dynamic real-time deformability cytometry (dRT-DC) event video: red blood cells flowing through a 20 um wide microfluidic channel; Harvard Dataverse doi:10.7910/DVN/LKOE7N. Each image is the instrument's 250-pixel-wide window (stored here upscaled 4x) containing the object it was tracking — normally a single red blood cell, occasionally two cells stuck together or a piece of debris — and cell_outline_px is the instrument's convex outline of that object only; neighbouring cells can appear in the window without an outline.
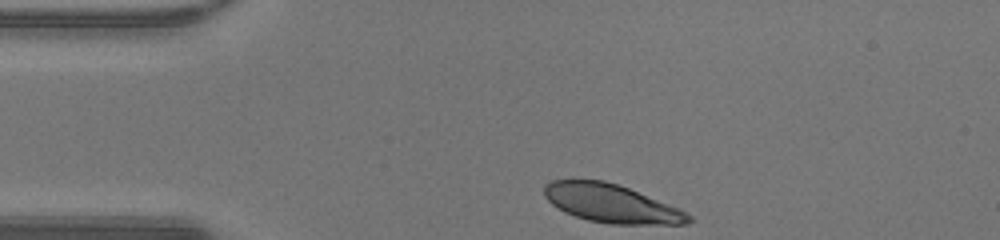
{"species": "human", "species_latin": "Homo sapiens", "temperature_condition": "warm", "stored_images_in_passage": 30, "camera_frame_rate_fps": 3000, "um_per_image_px": 0.085, "donor": {"sex": "male"}, "frame": {"image": 1, "passage_image": 1, "time_ms": 0.0, "image_size_px": [1000, 240], "cell_outline_px": [[692, 220], [688, 224], [608, 224], [588, 220], [564, 212], [552, 204], [544, 196], [544, 184], [552, 180], [604, 180], [628, 188], [676, 208], [692, 216]], "centroid_in_image_um": [51.91, 17.3], "position_along_channel_um": 33.1, "area_um2": 31.79}}
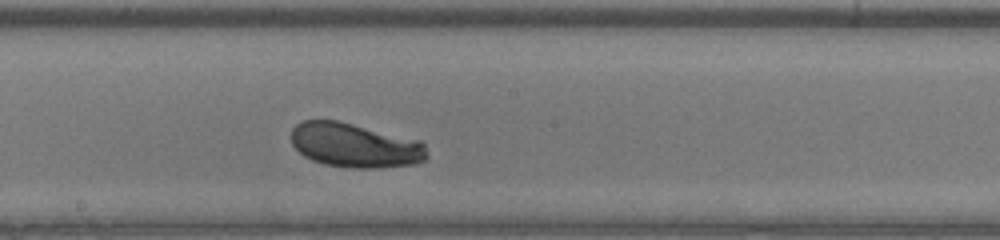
{"frame": {"image": 2, "passage_image": 17, "time_ms": 5.333, "image_size_px": [1000, 240], "cell_outline_px": [[428, 156], [424, 160], [416, 164], [376, 168], [352, 168], [324, 164], [312, 160], [304, 156], [292, 144], [292, 128], [300, 120], [336, 120], [420, 140], [424, 144]], "centroid_in_image_um": [30.16, 12.35], "position_along_channel_um": 218.0, "area_um2": 35.08}}
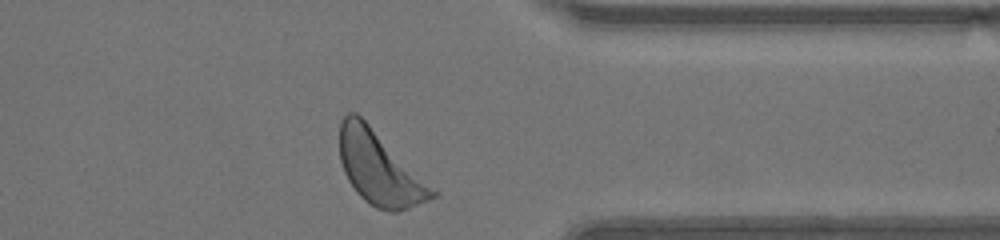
{"frame": {"image": 3, "passage_image": 29, "time_ms": 9.333, "image_size_px": [1000, 240], "cell_outline_px": [[436, 196], [428, 200], [408, 208], [396, 212], [388, 212], [376, 208], [364, 200], [356, 192], [348, 180], [344, 172], [340, 160], [340, 120], [348, 112], [356, 112], [436, 188]], "centroid_in_image_um": [32.26, 14.32], "position_along_channel_um": 379.1, "area_um2": 39.36}, "authors_computed_cell_mechanics": {"area_um2": 35.0268, "velocity_mm_per_s": 4.2831, "shape_relaxation_time_tau1_ms": 2.2875, "shape_relaxation_time_tau2_ms": null, "deformation_change_tau1": 0.144, "deformation_change_tau2": null}}